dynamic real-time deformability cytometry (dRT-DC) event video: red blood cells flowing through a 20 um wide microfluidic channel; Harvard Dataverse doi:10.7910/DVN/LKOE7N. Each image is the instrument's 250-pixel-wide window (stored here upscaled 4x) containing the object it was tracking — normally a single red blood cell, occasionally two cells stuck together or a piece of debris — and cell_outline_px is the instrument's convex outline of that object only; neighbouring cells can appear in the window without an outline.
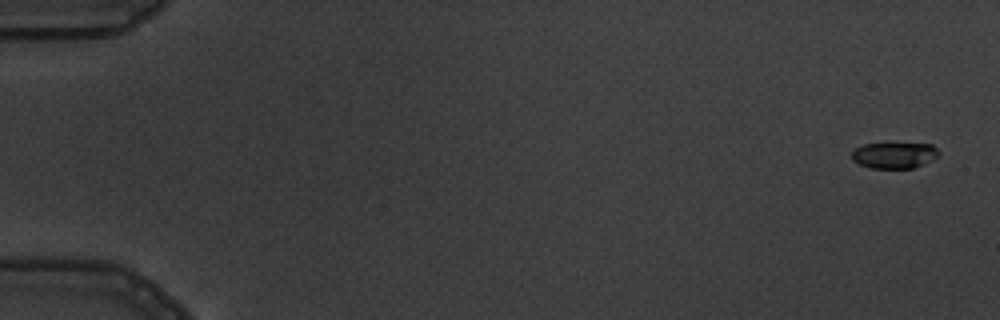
{"species": "common noctule bat (a hibernating species)", "species_latin": "Nyctalus noctula", "temperature_condition": "warm", "stored_images_in_passage": 5, "camera_frame_rate_fps": 3000, "um_per_image_px": 0.085, "animal": {"sex": "male", "body_mass_g": 19.5, "forearm_length_mm": 54.6}, "frame": {"image": 1, "passage_image": 1, "time_ms": 0.0, "image_size_px": [1000, 320], "cell_outline_px": [[936, 156], [912, 168], [868, 168], [852, 160], [852, 152], [856, 148], [864, 144], [932, 144], [936, 148]], "centroid_in_image_um": [75.93, 13.2], "position_along_channel_um": 9.1, "area_um2": 12.72}}
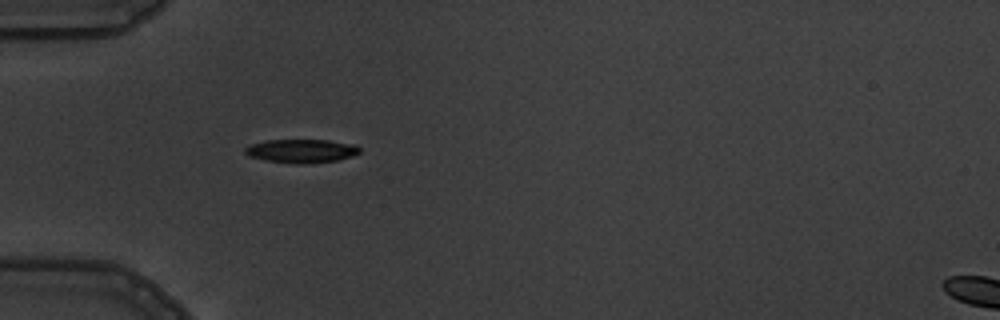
{"frame": {"image": 2, "passage_image": 5, "time_ms": 5.333, "image_size_px": [1000, 320], "cell_outline_px": [[360, 152], [352, 156], [336, 160], [304, 164], [296, 164], [264, 160], [248, 156], [244, 152], [244, 148], [248, 144], [268, 140], [328, 140], [356, 144], [360, 148]], "centroid_in_image_um": [25.59, 12.83], "position_along_channel_um": 59.4, "area_um2": 15.9}}